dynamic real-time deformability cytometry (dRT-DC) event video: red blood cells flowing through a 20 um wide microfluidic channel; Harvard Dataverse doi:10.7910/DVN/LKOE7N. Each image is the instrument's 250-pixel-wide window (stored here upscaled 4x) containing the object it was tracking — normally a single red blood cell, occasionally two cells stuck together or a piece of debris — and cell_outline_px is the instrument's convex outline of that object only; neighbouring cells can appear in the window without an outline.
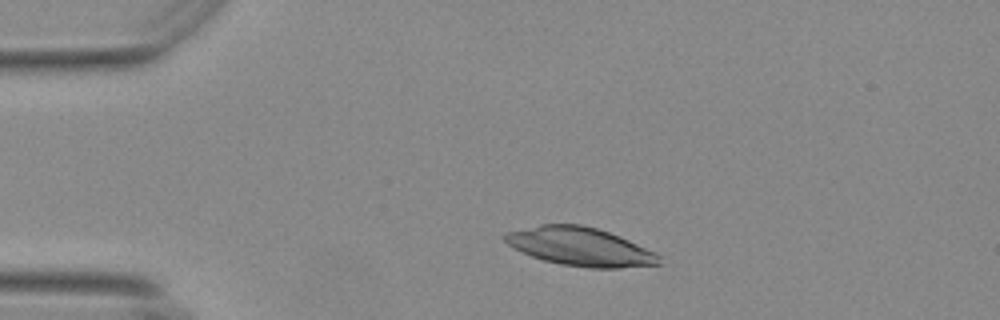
{"species": "Egyptian fruit bat (a non-hibernating species)", "species_latin": "Rousettus aegyptiacus", "temperature_condition": "warm", "stored_images_in_passage": 43, "camera_frame_rate_fps": 3000, "um_per_image_px": 0.085, "animal": {"sex": "female"}, "frame": {"image": 1, "passage_image": 7, "time_ms": 2.0, "image_size_px": [1000, 320], "cell_outline_px": [[660, 264], [620, 268], [588, 268], [560, 264], [544, 260], [532, 256], [508, 244], [500, 236], [504, 232], [540, 224], [580, 224], [596, 228], [608, 232], [628, 240], [656, 252], [660, 256]], "centroid_in_image_um": [49.29, 20.96], "position_along_channel_um": 35.7, "area_um2": 34.45}}
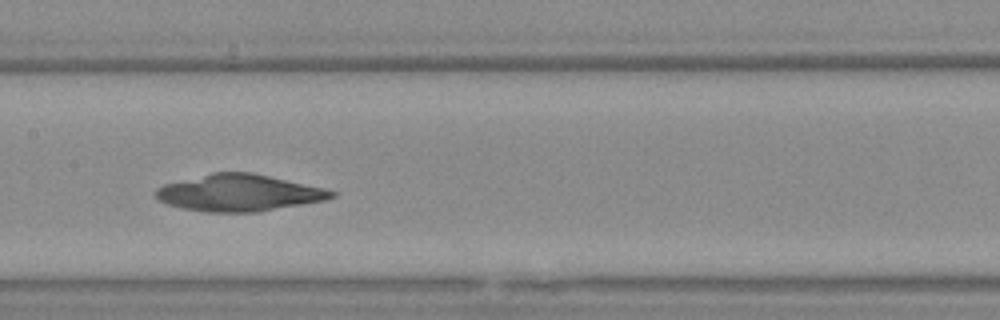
{"frame": {"image": 2, "passage_image": 23, "time_ms": 7.333, "image_size_px": [1000, 320], "cell_outline_px": [[336, 196], [324, 200], [260, 212], [208, 212], [180, 208], [156, 200], [156, 188], [164, 184], [212, 172], [252, 172], [324, 188], [336, 192]], "centroid_in_image_um": [20.29, 16.39], "position_along_channel_um": 187.1, "area_um2": 37.63}}
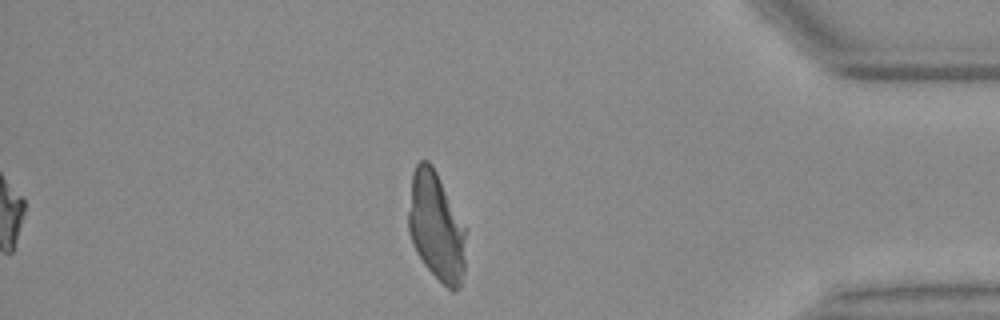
{"frame": {"image": 3, "passage_image": 43, "time_ms": 14.0, "image_size_px": [1000, 320], "cell_outline_px": [[468, 228], [464, 272], [460, 288], [456, 292], [452, 292], [424, 264], [416, 252], [412, 244], [408, 232], [408, 212], [412, 172], [416, 164], [420, 160], [428, 160], [432, 164]], "centroid_in_image_um": [37.12, 19.26], "position_along_channel_um": 398.1, "area_um2": 37.34}}